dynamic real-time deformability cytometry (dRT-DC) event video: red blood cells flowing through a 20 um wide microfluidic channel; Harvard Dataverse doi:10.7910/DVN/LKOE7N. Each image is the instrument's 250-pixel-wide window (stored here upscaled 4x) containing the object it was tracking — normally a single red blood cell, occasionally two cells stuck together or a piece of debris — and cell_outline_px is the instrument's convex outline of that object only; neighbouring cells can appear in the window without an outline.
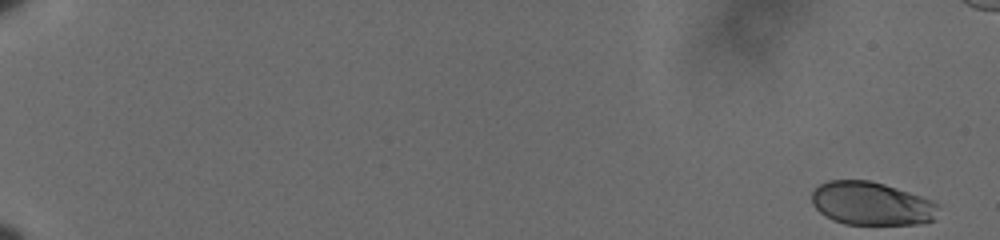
{"species": "human", "species_latin": "Homo sapiens", "temperature_condition": "cold", "stored_images_in_passage": 58, "camera_frame_rate_fps": 3000, "um_per_image_px": 0.085, "donor": {"sex": "male"}, "frame": {"image": 1, "passage_image": 1, "time_ms": 0.0, "image_size_px": [1000, 240], "cell_outline_px": [[936, 220], [920, 224], [844, 224], [832, 220], [824, 216], [812, 204], [812, 192], [820, 184], [828, 180], [868, 180], [884, 184], [932, 200], [936, 204]], "centroid_in_image_um": [74.05, 17.31], "position_along_channel_um": 11.0, "area_um2": 31.85}}
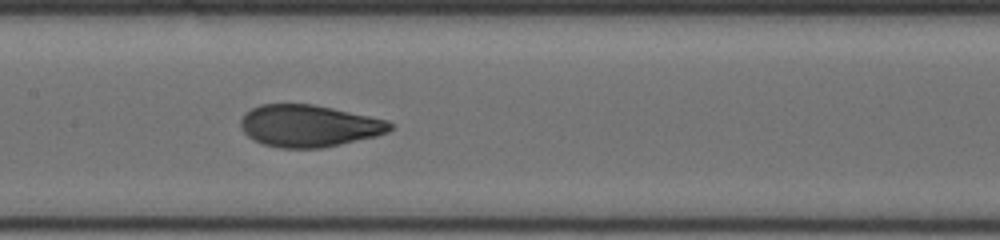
{"frame": {"image": 2, "passage_image": 33, "time_ms": 10.667, "image_size_px": [1000, 240], "cell_outline_px": [[392, 128], [388, 132], [376, 136], [340, 144], [320, 148], [280, 148], [264, 144], [248, 136], [240, 128], [240, 120], [244, 112], [260, 104], [312, 104], [332, 108], [388, 120], [392, 124]], "centroid_in_image_um": [26.23, 10.69], "position_along_channel_um": 181.2, "area_um2": 36.47}}
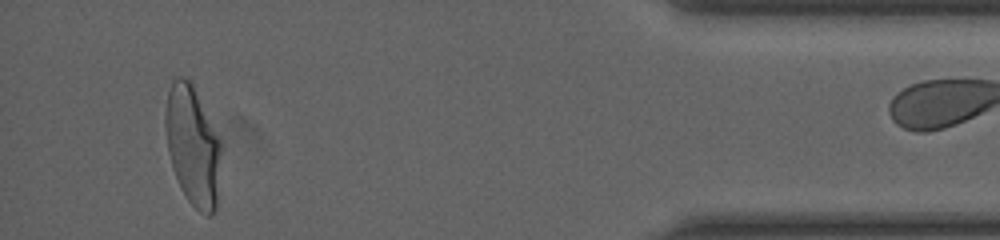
{"frame": {"image": 3, "passage_image": 57, "time_ms": 18.667, "image_size_px": [1000, 240], "cell_outline_px": [[220, 152], [216, 208], [212, 216], [208, 216], [200, 212], [188, 200], [180, 188], [172, 168], [168, 152], [164, 124], [164, 112], [168, 92], [172, 80], [176, 76], [184, 76], [192, 84], [220, 140]], "centroid_in_image_um": [16.34, 12.38], "position_along_channel_um": 418.9, "area_um2": 38.55}}